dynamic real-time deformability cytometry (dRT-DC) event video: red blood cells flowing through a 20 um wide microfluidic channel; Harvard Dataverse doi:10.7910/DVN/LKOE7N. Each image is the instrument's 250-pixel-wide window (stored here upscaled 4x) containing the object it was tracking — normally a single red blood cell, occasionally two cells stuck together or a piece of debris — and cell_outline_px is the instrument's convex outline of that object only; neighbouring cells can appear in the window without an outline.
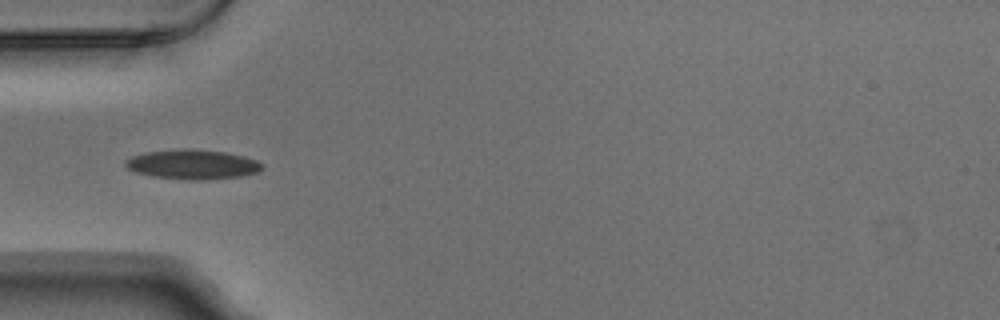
{"species": "Egyptian fruit bat (a non-hibernating species)", "species_latin": "Rousettus aegyptiacus", "temperature_condition": "warm", "stored_images_in_passage": 4, "camera_frame_rate_fps": 3000, "um_per_image_px": 0.085, "animal": {"sex": "male"}, "frame": {"image": 1, "passage_image": 4, "time_ms": 1.0, "image_size_px": [1000, 320], "cell_outline_px": [[264, 168], [260, 172], [240, 176], [200, 180], [192, 180], [152, 176], [136, 172], [128, 168], [124, 164], [124, 160], [132, 156], [144, 152], [184, 148], [192, 148], [224, 152], [244, 156], [256, 160], [264, 164]], "centroid_in_image_um": [16.38, 13.96], "position_along_channel_um": 68.6, "area_um2": 23.7}}